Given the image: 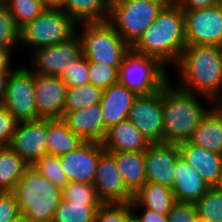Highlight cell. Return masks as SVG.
I'll return each mask as SVG.
<instances>
[{
  "label": "cell",
  "mask_w": 222,
  "mask_h": 222,
  "mask_svg": "<svg viewBox=\"0 0 222 222\" xmlns=\"http://www.w3.org/2000/svg\"><path fill=\"white\" fill-rule=\"evenodd\" d=\"M185 46L184 12L170 0L131 49L175 65Z\"/></svg>",
  "instance_id": "obj_1"
},
{
  "label": "cell",
  "mask_w": 222,
  "mask_h": 222,
  "mask_svg": "<svg viewBox=\"0 0 222 222\" xmlns=\"http://www.w3.org/2000/svg\"><path fill=\"white\" fill-rule=\"evenodd\" d=\"M176 65L183 82L181 89L201 94L212 102L222 97V57L219 46L186 45Z\"/></svg>",
  "instance_id": "obj_2"
},
{
  "label": "cell",
  "mask_w": 222,
  "mask_h": 222,
  "mask_svg": "<svg viewBox=\"0 0 222 222\" xmlns=\"http://www.w3.org/2000/svg\"><path fill=\"white\" fill-rule=\"evenodd\" d=\"M162 88L163 143L178 144L187 141L202 119L212 109H206L198 94L170 85Z\"/></svg>",
  "instance_id": "obj_3"
},
{
  "label": "cell",
  "mask_w": 222,
  "mask_h": 222,
  "mask_svg": "<svg viewBox=\"0 0 222 222\" xmlns=\"http://www.w3.org/2000/svg\"><path fill=\"white\" fill-rule=\"evenodd\" d=\"M19 213L32 222H52L62 200V189L29 166L11 191Z\"/></svg>",
  "instance_id": "obj_4"
},
{
  "label": "cell",
  "mask_w": 222,
  "mask_h": 222,
  "mask_svg": "<svg viewBox=\"0 0 222 222\" xmlns=\"http://www.w3.org/2000/svg\"><path fill=\"white\" fill-rule=\"evenodd\" d=\"M170 0H114L107 21L131 47Z\"/></svg>",
  "instance_id": "obj_5"
},
{
  "label": "cell",
  "mask_w": 222,
  "mask_h": 222,
  "mask_svg": "<svg viewBox=\"0 0 222 222\" xmlns=\"http://www.w3.org/2000/svg\"><path fill=\"white\" fill-rule=\"evenodd\" d=\"M160 60L130 50L123 56L118 82L137 96L151 95L162 89L170 80Z\"/></svg>",
  "instance_id": "obj_6"
},
{
  "label": "cell",
  "mask_w": 222,
  "mask_h": 222,
  "mask_svg": "<svg viewBox=\"0 0 222 222\" xmlns=\"http://www.w3.org/2000/svg\"><path fill=\"white\" fill-rule=\"evenodd\" d=\"M83 31L79 35L82 55L89 61L111 67H120L123 56L130 46L106 21L82 22Z\"/></svg>",
  "instance_id": "obj_7"
},
{
  "label": "cell",
  "mask_w": 222,
  "mask_h": 222,
  "mask_svg": "<svg viewBox=\"0 0 222 222\" xmlns=\"http://www.w3.org/2000/svg\"><path fill=\"white\" fill-rule=\"evenodd\" d=\"M78 25L63 9H45L20 28V43L35 49L53 46L73 37Z\"/></svg>",
  "instance_id": "obj_8"
},
{
  "label": "cell",
  "mask_w": 222,
  "mask_h": 222,
  "mask_svg": "<svg viewBox=\"0 0 222 222\" xmlns=\"http://www.w3.org/2000/svg\"><path fill=\"white\" fill-rule=\"evenodd\" d=\"M1 104L17 122L40 119L35 104L34 73L30 69L23 66L11 72Z\"/></svg>",
  "instance_id": "obj_9"
},
{
  "label": "cell",
  "mask_w": 222,
  "mask_h": 222,
  "mask_svg": "<svg viewBox=\"0 0 222 222\" xmlns=\"http://www.w3.org/2000/svg\"><path fill=\"white\" fill-rule=\"evenodd\" d=\"M183 12L186 45L222 44V2L213 7Z\"/></svg>",
  "instance_id": "obj_10"
},
{
  "label": "cell",
  "mask_w": 222,
  "mask_h": 222,
  "mask_svg": "<svg viewBox=\"0 0 222 222\" xmlns=\"http://www.w3.org/2000/svg\"><path fill=\"white\" fill-rule=\"evenodd\" d=\"M163 118L162 89L151 95L137 96L127 116L151 144L163 143Z\"/></svg>",
  "instance_id": "obj_11"
},
{
  "label": "cell",
  "mask_w": 222,
  "mask_h": 222,
  "mask_svg": "<svg viewBox=\"0 0 222 222\" xmlns=\"http://www.w3.org/2000/svg\"><path fill=\"white\" fill-rule=\"evenodd\" d=\"M33 73L61 77L70 64L82 56V44L78 34L53 46L40 47L33 51Z\"/></svg>",
  "instance_id": "obj_12"
},
{
  "label": "cell",
  "mask_w": 222,
  "mask_h": 222,
  "mask_svg": "<svg viewBox=\"0 0 222 222\" xmlns=\"http://www.w3.org/2000/svg\"><path fill=\"white\" fill-rule=\"evenodd\" d=\"M9 147L32 166L48 154L47 119L17 122Z\"/></svg>",
  "instance_id": "obj_13"
},
{
  "label": "cell",
  "mask_w": 222,
  "mask_h": 222,
  "mask_svg": "<svg viewBox=\"0 0 222 222\" xmlns=\"http://www.w3.org/2000/svg\"><path fill=\"white\" fill-rule=\"evenodd\" d=\"M97 196L103 203H130L133 194L126 188L114 156L103 151L99 157L94 180Z\"/></svg>",
  "instance_id": "obj_14"
},
{
  "label": "cell",
  "mask_w": 222,
  "mask_h": 222,
  "mask_svg": "<svg viewBox=\"0 0 222 222\" xmlns=\"http://www.w3.org/2000/svg\"><path fill=\"white\" fill-rule=\"evenodd\" d=\"M35 104L38 117L42 119H61L68 87L60 77L34 73Z\"/></svg>",
  "instance_id": "obj_15"
},
{
  "label": "cell",
  "mask_w": 222,
  "mask_h": 222,
  "mask_svg": "<svg viewBox=\"0 0 222 222\" xmlns=\"http://www.w3.org/2000/svg\"><path fill=\"white\" fill-rule=\"evenodd\" d=\"M179 157V144H151L144 151L147 182L158 183L172 189L175 163Z\"/></svg>",
  "instance_id": "obj_16"
},
{
  "label": "cell",
  "mask_w": 222,
  "mask_h": 222,
  "mask_svg": "<svg viewBox=\"0 0 222 222\" xmlns=\"http://www.w3.org/2000/svg\"><path fill=\"white\" fill-rule=\"evenodd\" d=\"M104 150L102 143L85 142L78 149L60 156L69 181L93 184L97 163Z\"/></svg>",
  "instance_id": "obj_17"
},
{
  "label": "cell",
  "mask_w": 222,
  "mask_h": 222,
  "mask_svg": "<svg viewBox=\"0 0 222 222\" xmlns=\"http://www.w3.org/2000/svg\"><path fill=\"white\" fill-rule=\"evenodd\" d=\"M68 128L85 142L102 143L107 133L100 103L67 112L63 118Z\"/></svg>",
  "instance_id": "obj_18"
},
{
  "label": "cell",
  "mask_w": 222,
  "mask_h": 222,
  "mask_svg": "<svg viewBox=\"0 0 222 222\" xmlns=\"http://www.w3.org/2000/svg\"><path fill=\"white\" fill-rule=\"evenodd\" d=\"M178 144L180 157L192 166L210 187H215L222 167V155L190 144L188 141Z\"/></svg>",
  "instance_id": "obj_19"
},
{
  "label": "cell",
  "mask_w": 222,
  "mask_h": 222,
  "mask_svg": "<svg viewBox=\"0 0 222 222\" xmlns=\"http://www.w3.org/2000/svg\"><path fill=\"white\" fill-rule=\"evenodd\" d=\"M137 95L119 82L103 90L100 105L103 111L104 127L109 130L127 120L128 112Z\"/></svg>",
  "instance_id": "obj_20"
},
{
  "label": "cell",
  "mask_w": 222,
  "mask_h": 222,
  "mask_svg": "<svg viewBox=\"0 0 222 222\" xmlns=\"http://www.w3.org/2000/svg\"><path fill=\"white\" fill-rule=\"evenodd\" d=\"M175 180L172 187L175 201L195 203L210 188L200 174L181 157L175 163Z\"/></svg>",
  "instance_id": "obj_21"
},
{
  "label": "cell",
  "mask_w": 222,
  "mask_h": 222,
  "mask_svg": "<svg viewBox=\"0 0 222 222\" xmlns=\"http://www.w3.org/2000/svg\"><path fill=\"white\" fill-rule=\"evenodd\" d=\"M102 145L105 151H145L151 143L128 120L113 126L105 135Z\"/></svg>",
  "instance_id": "obj_22"
},
{
  "label": "cell",
  "mask_w": 222,
  "mask_h": 222,
  "mask_svg": "<svg viewBox=\"0 0 222 222\" xmlns=\"http://www.w3.org/2000/svg\"><path fill=\"white\" fill-rule=\"evenodd\" d=\"M114 156L124 185L134 195L146 183L144 151H108Z\"/></svg>",
  "instance_id": "obj_23"
},
{
  "label": "cell",
  "mask_w": 222,
  "mask_h": 222,
  "mask_svg": "<svg viewBox=\"0 0 222 222\" xmlns=\"http://www.w3.org/2000/svg\"><path fill=\"white\" fill-rule=\"evenodd\" d=\"M187 141L190 144L222 155V113L215 105L202 119Z\"/></svg>",
  "instance_id": "obj_24"
},
{
  "label": "cell",
  "mask_w": 222,
  "mask_h": 222,
  "mask_svg": "<svg viewBox=\"0 0 222 222\" xmlns=\"http://www.w3.org/2000/svg\"><path fill=\"white\" fill-rule=\"evenodd\" d=\"M172 189L153 182H147L134 195L130 202L131 209L134 211L137 206L148 210L167 215L172 205L175 203Z\"/></svg>",
  "instance_id": "obj_25"
},
{
  "label": "cell",
  "mask_w": 222,
  "mask_h": 222,
  "mask_svg": "<svg viewBox=\"0 0 222 222\" xmlns=\"http://www.w3.org/2000/svg\"><path fill=\"white\" fill-rule=\"evenodd\" d=\"M85 141L74 134L61 119H47V148L48 154L62 156L83 145Z\"/></svg>",
  "instance_id": "obj_26"
},
{
  "label": "cell",
  "mask_w": 222,
  "mask_h": 222,
  "mask_svg": "<svg viewBox=\"0 0 222 222\" xmlns=\"http://www.w3.org/2000/svg\"><path fill=\"white\" fill-rule=\"evenodd\" d=\"M110 3L107 0H65L63 10L77 23L106 21Z\"/></svg>",
  "instance_id": "obj_27"
},
{
  "label": "cell",
  "mask_w": 222,
  "mask_h": 222,
  "mask_svg": "<svg viewBox=\"0 0 222 222\" xmlns=\"http://www.w3.org/2000/svg\"><path fill=\"white\" fill-rule=\"evenodd\" d=\"M29 166L9 146L0 147V192H11Z\"/></svg>",
  "instance_id": "obj_28"
},
{
  "label": "cell",
  "mask_w": 222,
  "mask_h": 222,
  "mask_svg": "<svg viewBox=\"0 0 222 222\" xmlns=\"http://www.w3.org/2000/svg\"><path fill=\"white\" fill-rule=\"evenodd\" d=\"M103 203H78L61 200L52 222H94L97 209Z\"/></svg>",
  "instance_id": "obj_29"
},
{
  "label": "cell",
  "mask_w": 222,
  "mask_h": 222,
  "mask_svg": "<svg viewBox=\"0 0 222 222\" xmlns=\"http://www.w3.org/2000/svg\"><path fill=\"white\" fill-rule=\"evenodd\" d=\"M102 94V89L90 83L83 86L68 88L64 106V115L67 112L81 110L99 104L102 99Z\"/></svg>",
  "instance_id": "obj_30"
},
{
  "label": "cell",
  "mask_w": 222,
  "mask_h": 222,
  "mask_svg": "<svg viewBox=\"0 0 222 222\" xmlns=\"http://www.w3.org/2000/svg\"><path fill=\"white\" fill-rule=\"evenodd\" d=\"M194 205L199 222H222V190L210 187Z\"/></svg>",
  "instance_id": "obj_31"
},
{
  "label": "cell",
  "mask_w": 222,
  "mask_h": 222,
  "mask_svg": "<svg viewBox=\"0 0 222 222\" xmlns=\"http://www.w3.org/2000/svg\"><path fill=\"white\" fill-rule=\"evenodd\" d=\"M20 29L26 23L39 17L45 7L40 0H2Z\"/></svg>",
  "instance_id": "obj_32"
},
{
  "label": "cell",
  "mask_w": 222,
  "mask_h": 222,
  "mask_svg": "<svg viewBox=\"0 0 222 222\" xmlns=\"http://www.w3.org/2000/svg\"><path fill=\"white\" fill-rule=\"evenodd\" d=\"M42 176L54 183L57 187L63 188L70 181L67 174L64 172L60 157L45 154L32 165Z\"/></svg>",
  "instance_id": "obj_33"
},
{
  "label": "cell",
  "mask_w": 222,
  "mask_h": 222,
  "mask_svg": "<svg viewBox=\"0 0 222 222\" xmlns=\"http://www.w3.org/2000/svg\"><path fill=\"white\" fill-rule=\"evenodd\" d=\"M130 203H103L96 211L94 222H134Z\"/></svg>",
  "instance_id": "obj_34"
},
{
  "label": "cell",
  "mask_w": 222,
  "mask_h": 222,
  "mask_svg": "<svg viewBox=\"0 0 222 222\" xmlns=\"http://www.w3.org/2000/svg\"><path fill=\"white\" fill-rule=\"evenodd\" d=\"M20 43V29L6 5L0 1V47L14 48Z\"/></svg>",
  "instance_id": "obj_35"
},
{
  "label": "cell",
  "mask_w": 222,
  "mask_h": 222,
  "mask_svg": "<svg viewBox=\"0 0 222 222\" xmlns=\"http://www.w3.org/2000/svg\"><path fill=\"white\" fill-rule=\"evenodd\" d=\"M89 83L105 90L118 83L119 67H111L88 60Z\"/></svg>",
  "instance_id": "obj_36"
},
{
  "label": "cell",
  "mask_w": 222,
  "mask_h": 222,
  "mask_svg": "<svg viewBox=\"0 0 222 222\" xmlns=\"http://www.w3.org/2000/svg\"><path fill=\"white\" fill-rule=\"evenodd\" d=\"M62 199L78 203H103L93 184L69 182L62 188Z\"/></svg>",
  "instance_id": "obj_37"
},
{
  "label": "cell",
  "mask_w": 222,
  "mask_h": 222,
  "mask_svg": "<svg viewBox=\"0 0 222 222\" xmlns=\"http://www.w3.org/2000/svg\"><path fill=\"white\" fill-rule=\"evenodd\" d=\"M88 59L81 56L70 64L60 77L68 88L89 84Z\"/></svg>",
  "instance_id": "obj_38"
},
{
  "label": "cell",
  "mask_w": 222,
  "mask_h": 222,
  "mask_svg": "<svg viewBox=\"0 0 222 222\" xmlns=\"http://www.w3.org/2000/svg\"><path fill=\"white\" fill-rule=\"evenodd\" d=\"M168 215V222H199L194 203L175 202Z\"/></svg>",
  "instance_id": "obj_39"
},
{
  "label": "cell",
  "mask_w": 222,
  "mask_h": 222,
  "mask_svg": "<svg viewBox=\"0 0 222 222\" xmlns=\"http://www.w3.org/2000/svg\"><path fill=\"white\" fill-rule=\"evenodd\" d=\"M17 121L0 103V147L9 146Z\"/></svg>",
  "instance_id": "obj_40"
},
{
  "label": "cell",
  "mask_w": 222,
  "mask_h": 222,
  "mask_svg": "<svg viewBox=\"0 0 222 222\" xmlns=\"http://www.w3.org/2000/svg\"><path fill=\"white\" fill-rule=\"evenodd\" d=\"M19 214L15 197L11 192H0V222H10Z\"/></svg>",
  "instance_id": "obj_41"
},
{
  "label": "cell",
  "mask_w": 222,
  "mask_h": 222,
  "mask_svg": "<svg viewBox=\"0 0 222 222\" xmlns=\"http://www.w3.org/2000/svg\"><path fill=\"white\" fill-rule=\"evenodd\" d=\"M182 11H193L213 7L222 0H172Z\"/></svg>",
  "instance_id": "obj_42"
},
{
  "label": "cell",
  "mask_w": 222,
  "mask_h": 222,
  "mask_svg": "<svg viewBox=\"0 0 222 222\" xmlns=\"http://www.w3.org/2000/svg\"><path fill=\"white\" fill-rule=\"evenodd\" d=\"M142 210L143 213L141 215H133L134 222H168V215L160 214L146 208Z\"/></svg>",
  "instance_id": "obj_43"
},
{
  "label": "cell",
  "mask_w": 222,
  "mask_h": 222,
  "mask_svg": "<svg viewBox=\"0 0 222 222\" xmlns=\"http://www.w3.org/2000/svg\"><path fill=\"white\" fill-rule=\"evenodd\" d=\"M13 51L10 48L0 47V70L2 71H11L10 68V53Z\"/></svg>",
  "instance_id": "obj_44"
},
{
  "label": "cell",
  "mask_w": 222,
  "mask_h": 222,
  "mask_svg": "<svg viewBox=\"0 0 222 222\" xmlns=\"http://www.w3.org/2000/svg\"><path fill=\"white\" fill-rule=\"evenodd\" d=\"M12 71L0 70V103L3 102L6 95L7 80Z\"/></svg>",
  "instance_id": "obj_45"
},
{
  "label": "cell",
  "mask_w": 222,
  "mask_h": 222,
  "mask_svg": "<svg viewBox=\"0 0 222 222\" xmlns=\"http://www.w3.org/2000/svg\"><path fill=\"white\" fill-rule=\"evenodd\" d=\"M46 9H62L65 0H40Z\"/></svg>",
  "instance_id": "obj_46"
},
{
  "label": "cell",
  "mask_w": 222,
  "mask_h": 222,
  "mask_svg": "<svg viewBox=\"0 0 222 222\" xmlns=\"http://www.w3.org/2000/svg\"><path fill=\"white\" fill-rule=\"evenodd\" d=\"M10 222H32V221L28 217H26L25 215L19 213Z\"/></svg>",
  "instance_id": "obj_47"
},
{
  "label": "cell",
  "mask_w": 222,
  "mask_h": 222,
  "mask_svg": "<svg viewBox=\"0 0 222 222\" xmlns=\"http://www.w3.org/2000/svg\"><path fill=\"white\" fill-rule=\"evenodd\" d=\"M215 188L222 190V167H221V171H220L219 180H218Z\"/></svg>",
  "instance_id": "obj_48"
},
{
  "label": "cell",
  "mask_w": 222,
  "mask_h": 222,
  "mask_svg": "<svg viewBox=\"0 0 222 222\" xmlns=\"http://www.w3.org/2000/svg\"><path fill=\"white\" fill-rule=\"evenodd\" d=\"M216 107L219 109V111L222 113V97L217 101Z\"/></svg>",
  "instance_id": "obj_49"
},
{
  "label": "cell",
  "mask_w": 222,
  "mask_h": 222,
  "mask_svg": "<svg viewBox=\"0 0 222 222\" xmlns=\"http://www.w3.org/2000/svg\"><path fill=\"white\" fill-rule=\"evenodd\" d=\"M220 52H221V57H222V44L219 46Z\"/></svg>",
  "instance_id": "obj_50"
}]
</instances>
